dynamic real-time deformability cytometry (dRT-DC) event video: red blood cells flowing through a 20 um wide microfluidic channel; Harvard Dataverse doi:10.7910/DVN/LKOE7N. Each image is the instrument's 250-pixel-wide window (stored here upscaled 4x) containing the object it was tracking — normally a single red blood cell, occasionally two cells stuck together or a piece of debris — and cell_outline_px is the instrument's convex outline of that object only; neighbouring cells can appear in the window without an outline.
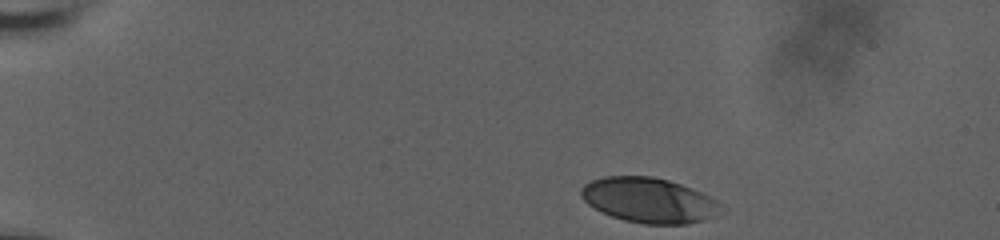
{"species": "human", "species_latin": "Homo sapiens", "temperature_condition": "room temperature", "stored_images_in_passage": 34, "camera_frame_rate_fps": 3000, "um_per_image_px": 0.085, "donor": {"sex": "male"}, "frame": {"image": 1, "passage_image": 1, "time_ms": 0.0, "image_size_px": [1000, 240], "cell_outline_px": [[720, 204], [716, 216], [704, 220], [688, 224], [644, 224], [624, 220], [600, 212], [588, 204], [580, 196], [580, 188], [584, 184], [592, 180], [604, 176], [652, 176], [668, 180], [692, 188], [716, 200]], "centroid_in_image_um": [55.11, 17.02], "position_along_channel_um": 29.9, "area_um2": 36.65}}
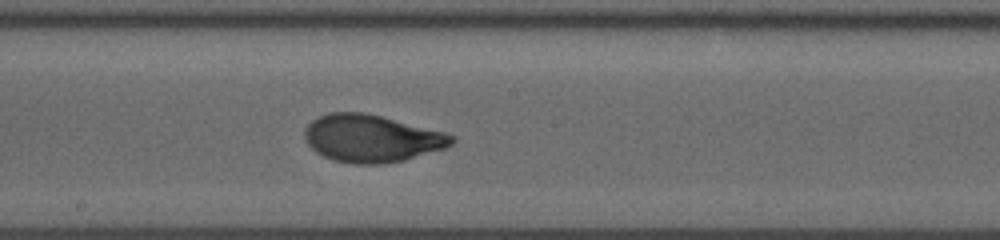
{"frame": {"image": 2, "passage_image": 20, "time_ms": 6.333, "image_size_px": [1000, 240], "cell_outline_px": [[456, 140], [452, 144], [444, 148], [404, 160], [384, 164], [352, 164], [332, 160], [316, 152], [304, 140], [304, 128], [312, 120], [328, 112], [364, 112], [444, 132], [456, 136]], "centroid_in_image_um": [31.55, 11.77], "position_along_channel_um": 216.6, "area_um2": 40.63}}
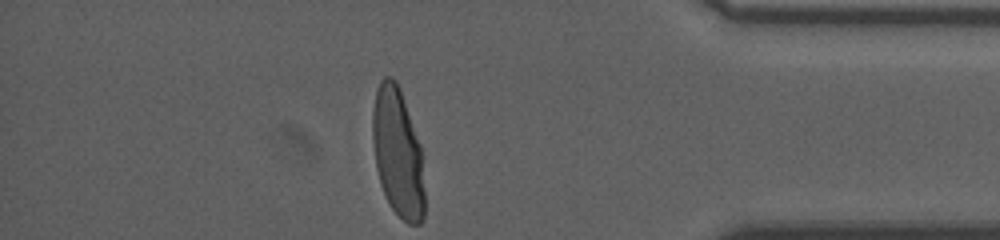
{"frame": {"image": 3, "passage_image": 34, "time_ms": 11.0, "image_size_px": [1000, 240], "cell_outline_px": [[424, 216], [420, 224], [408, 224], [388, 204], [380, 184], [376, 168], [372, 140], [372, 108], [376, 88], [380, 80], [384, 76], [392, 76], [396, 80], [400, 88], [420, 144], [424, 192]], "centroid_in_image_um": [33.78, 12.95], "position_along_channel_um": 401.4, "area_um2": 39.25}, "authors_computed_cell_mechanics": {"area_um2": 39.7953, "velocity_mm_per_s": 3.7588, "shape_relaxation_time_tau1_ms": 3.5168, "shape_relaxation_time_tau2_ms": null, "deformation_change_tau1": 0.1786, "deformation_change_tau2": null}}